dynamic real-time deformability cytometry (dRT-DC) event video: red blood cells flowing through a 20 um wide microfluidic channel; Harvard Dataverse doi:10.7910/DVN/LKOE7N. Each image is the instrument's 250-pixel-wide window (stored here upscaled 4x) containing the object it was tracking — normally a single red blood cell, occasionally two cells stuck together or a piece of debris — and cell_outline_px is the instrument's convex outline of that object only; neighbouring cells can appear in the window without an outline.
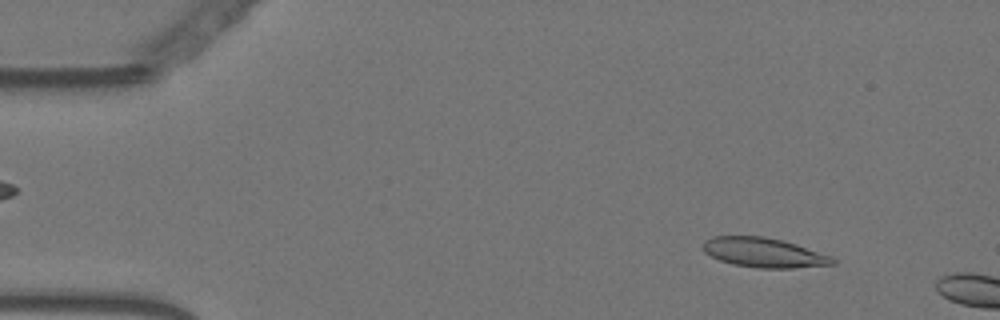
{"species": "Egyptian fruit bat (a non-hibernating species)", "species_latin": "Rousettus aegyptiacus", "temperature_condition": "warm", "stored_images_in_passage": 8, "camera_frame_rate_fps": 3000, "um_per_image_px": 0.085, "animal": {"sex": "female"}, "frame": {"image": 1, "passage_image": 5, "time_ms": 1.333, "image_size_px": [1000, 320], "cell_outline_px": [[836, 264], [792, 268], [760, 268], [732, 264], [720, 260], [704, 252], [704, 240], [712, 236], [764, 236], [796, 244], [832, 256], [836, 260]], "centroid_in_image_um": [64.94, 21.47], "position_along_channel_um": 20.1, "area_um2": 22.25}}